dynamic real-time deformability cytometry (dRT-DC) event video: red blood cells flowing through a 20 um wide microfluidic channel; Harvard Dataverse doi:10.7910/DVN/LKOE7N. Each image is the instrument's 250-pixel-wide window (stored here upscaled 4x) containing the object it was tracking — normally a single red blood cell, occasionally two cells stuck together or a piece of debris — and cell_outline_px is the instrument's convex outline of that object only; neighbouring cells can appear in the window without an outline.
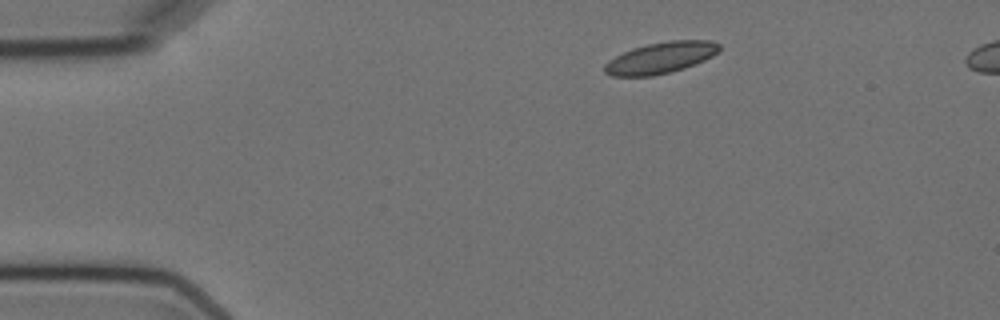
{"species": "Egyptian fruit bat (a non-hibernating species)", "species_latin": "Rousettus aegyptiacus", "temperature_condition": "cold", "stored_images_in_passage": 3, "segment_of_instrument_passage": [1, 2], "camera_frame_rate_fps": 3000, "um_per_image_px": 0.085, "animal": {"sex": "female"}, "frame": {"image": 1, "passage_image": 1, "time_ms": 0.0, "image_size_px": [1000, 320], "cell_outline_px": [[720, 48], [712, 56], [704, 60], [684, 68], [652, 76], [612, 76], [604, 72], [604, 64], [608, 60], [632, 48], [648, 44], [668, 40], [712, 40], [720, 44]], "centroid_in_image_um": [56.14, 4.9], "position_along_channel_um": 28.9, "area_um2": 20.81}}